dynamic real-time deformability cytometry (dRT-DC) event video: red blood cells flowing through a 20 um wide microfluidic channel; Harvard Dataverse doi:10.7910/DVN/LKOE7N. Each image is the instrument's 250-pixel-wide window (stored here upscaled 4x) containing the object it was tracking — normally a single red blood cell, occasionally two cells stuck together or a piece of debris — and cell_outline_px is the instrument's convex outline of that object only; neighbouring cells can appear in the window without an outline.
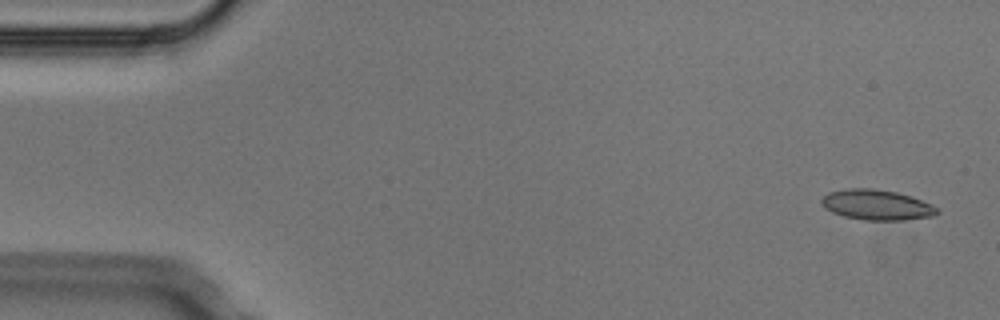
{"species": "Egyptian fruit bat (a non-hibernating species)", "species_latin": "Rousettus aegyptiacus", "temperature_condition": "cold", "stored_images_in_passage": 4, "camera_frame_rate_fps": 3000, "um_per_image_px": 0.085, "animal": {"sex": "male"}, "frame": {"image": 1, "passage_image": 1, "time_ms": 0.0, "image_size_px": [1000, 320], "cell_outline_px": [[940, 212], [932, 216], [904, 220], [864, 220], [844, 216], [832, 212], [824, 208], [820, 200], [828, 192], [848, 188], [872, 188], [896, 192], [932, 204]], "centroid_in_image_um": [74.48, 17.41], "position_along_channel_um": 10.5, "area_um2": 20.29}}
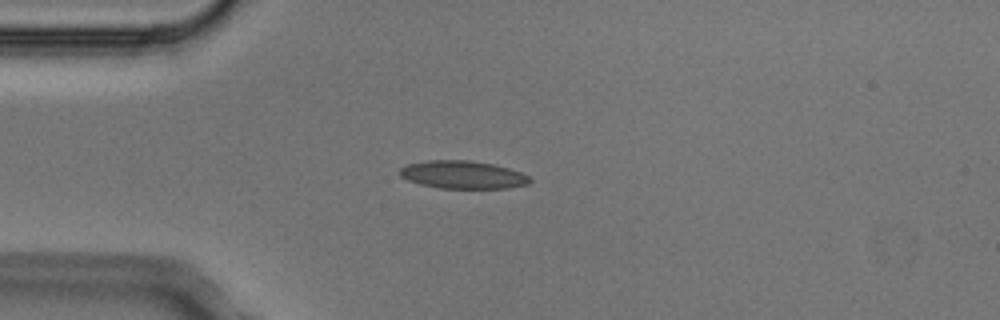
{"frame": {"image": 2, "passage_image": 4, "time_ms": 1.0, "image_size_px": [1000, 320], "cell_outline_px": [[532, 180], [528, 184], [508, 188], [440, 188], [420, 184], [408, 180], [400, 176], [400, 168], [408, 164], [428, 160], [468, 160], [492, 164], [508, 168], [520, 172], [528, 176]], "centroid_in_image_um": [39.33, 14.85], "position_along_channel_um": 45.7, "area_um2": 20.98}}